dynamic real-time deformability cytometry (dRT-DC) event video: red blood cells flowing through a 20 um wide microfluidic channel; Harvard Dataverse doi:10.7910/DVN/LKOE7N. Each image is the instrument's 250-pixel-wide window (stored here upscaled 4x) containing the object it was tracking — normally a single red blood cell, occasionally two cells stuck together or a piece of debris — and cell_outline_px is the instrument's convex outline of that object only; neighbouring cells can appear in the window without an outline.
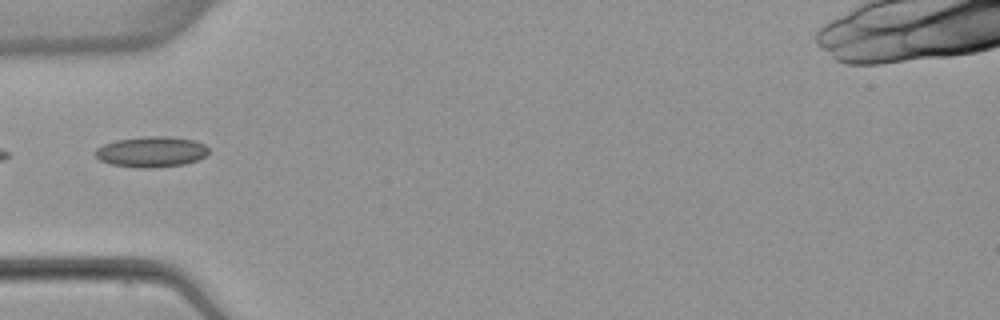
{"species": "common noctule bat (a hibernating species)", "species_latin": "Nyctalus noctula", "temperature_condition": "warm", "stored_images_in_passage": 1, "camera_frame_rate_fps": 3000, "um_per_image_px": 0.085, "animal": {"sex": "female", "body_mass_g": 22.7, "forearm_length_mm": 54.2}, "frame": {"image": 1, "passage_image": 1, "time_ms": 0.0, "image_size_px": [1000, 320], "cell_outline_px": [[208, 152], [204, 156], [196, 160], [184, 164], [152, 168], [144, 168], [112, 164], [100, 160], [92, 152], [96, 148], [104, 144], [116, 140], [144, 136], [168, 136], [196, 140], [204, 144], [208, 148]], "centroid_in_image_um": [12.85, 12.89], "position_along_channel_um": 72.1, "area_um2": 20.23}}